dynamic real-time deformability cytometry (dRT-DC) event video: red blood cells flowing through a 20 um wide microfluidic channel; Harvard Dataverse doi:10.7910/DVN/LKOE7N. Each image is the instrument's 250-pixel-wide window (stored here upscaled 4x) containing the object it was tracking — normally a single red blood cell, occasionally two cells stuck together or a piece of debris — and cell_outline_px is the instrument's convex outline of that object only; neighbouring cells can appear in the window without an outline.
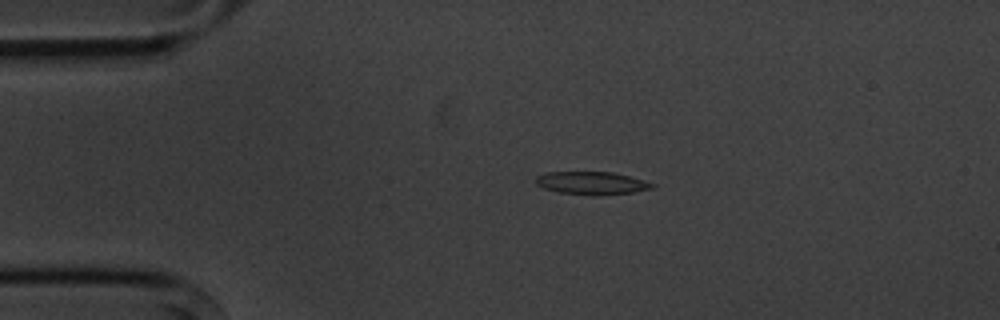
{"species": "common noctule bat (a hibernating species)", "species_latin": "Nyctalus noctula", "temperature_condition": "cold", "stored_images_in_passage": 3, "camera_frame_rate_fps": 3000, "um_per_image_px": 0.085, "animal": {"sex": "male", "body_mass_g": 20.1, "forearm_length_mm": 53.5}, "frame": {"image": 1, "passage_image": 2, "time_ms": 1.333, "image_size_px": [1000, 320], "cell_outline_px": [[656, 188], [632, 192], [596, 196], [592, 196], [560, 192], [544, 188], [536, 184], [536, 176], [548, 172], [612, 172], [644, 180], [656, 184]], "centroid_in_image_um": [50.33, 15.57], "position_along_channel_um": 34.7, "area_um2": 15.55}}